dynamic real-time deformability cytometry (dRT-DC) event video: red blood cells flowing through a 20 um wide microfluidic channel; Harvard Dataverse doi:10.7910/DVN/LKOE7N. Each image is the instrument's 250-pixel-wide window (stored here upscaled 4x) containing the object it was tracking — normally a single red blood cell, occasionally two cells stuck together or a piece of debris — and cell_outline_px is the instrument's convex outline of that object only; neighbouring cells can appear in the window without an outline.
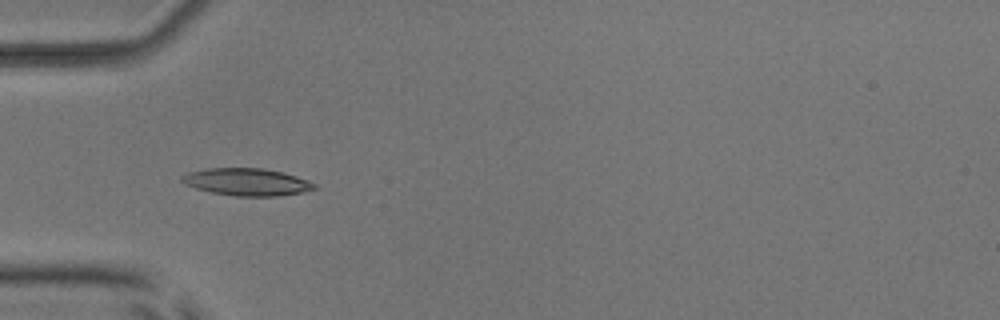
{"species": "common noctule bat (a hibernating species)", "species_latin": "Nyctalus noctula", "temperature_condition": "room temperature", "stored_images_in_passage": 8, "camera_frame_rate_fps": 3000, "um_per_image_px": 0.085, "animal": {"sex": "male", "body_mass_g": 17.9, "forearm_length_mm": 54.2}, "frame": {"image": 1, "passage_image": 5, "time_ms": 4.667, "image_size_px": [1000, 320], "cell_outline_px": [[316, 188], [304, 192], [280, 196], [236, 196], [212, 192], [196, 188], [184, 184], [180, 180], [180, 176], [188, 172], [208, 168], [260, 168], [284, 172], [308, 180], [316, 184]], "centroid_in_image_um": [20.98, 15.46], "position_along_channel_um": 64.0, "area_um2": 21.15}}
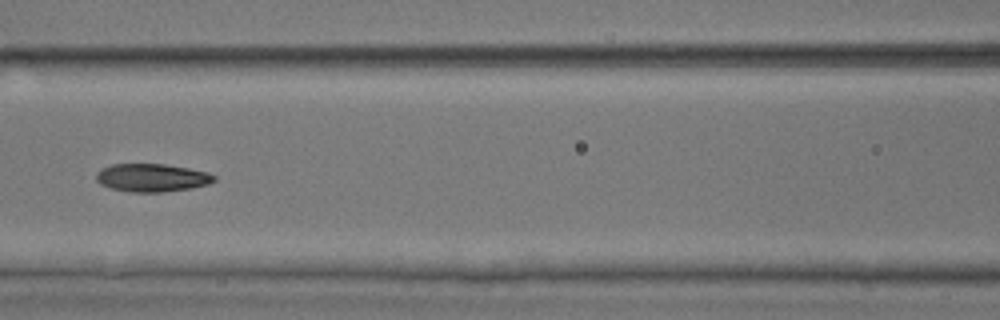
{"frame": {"image": 2, "passage_image": 7, "time_ms": 7.0, "image_size_px": [1000, 320], "cell_outline_px": [[216, 180], [208, 184], [192, 188], [164, 192], [132, 192], [112, 188], [100, 184], [96, 180], [96, 172], [100, 168], [112, 164], [164, 164], [188, 168], [208, 172], [216, 176]], "centroid_in_image_um": [12.91, 15.1], "position_along_channel_um": 153.7, "area_um2": 19.36}}
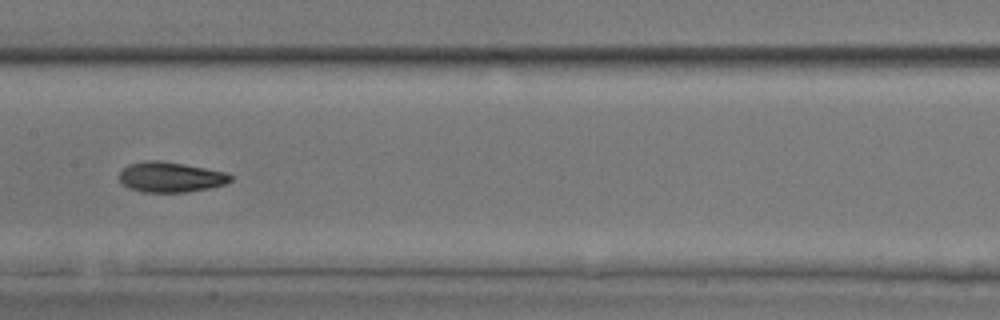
{"frame": {"image": 3, "passage_image": 8, "time_ms": 8.0, "image_size_px": [1000, 320], "cell_outline_px": [[232, 180], [224, 184], [208, 188], [184, 192], [144, 192], [128, 188], [116, 176], [128, 164], [144, 160], [160, 160], [184, 164], [224, 172], [232, 176]], "centroid_in_image_um": [14.44, 15.04], "position_along_channel_um": 193.0, "area_um2": 19.54}}